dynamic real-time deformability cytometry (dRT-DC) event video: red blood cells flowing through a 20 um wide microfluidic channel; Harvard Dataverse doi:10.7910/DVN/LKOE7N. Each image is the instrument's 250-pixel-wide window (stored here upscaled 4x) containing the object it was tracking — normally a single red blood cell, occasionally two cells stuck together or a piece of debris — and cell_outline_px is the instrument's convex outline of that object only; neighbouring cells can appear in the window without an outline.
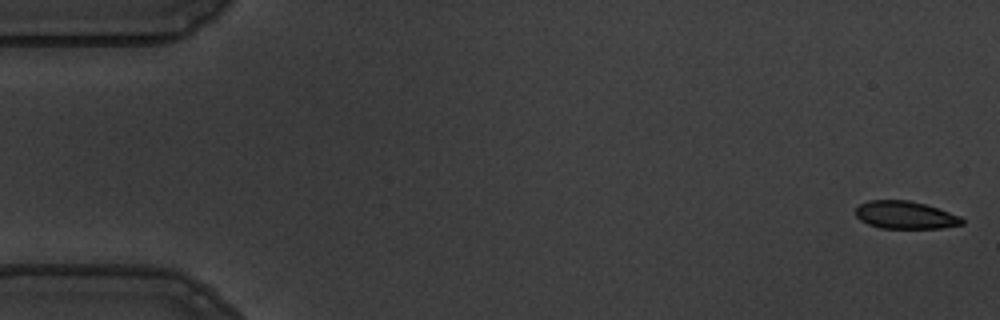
{"species": "common noctule bat (a hibernating species)", "species_latin": "Nyctalus noctula", "temperature_condition": "warm", "stored_images_in_passage": 55, "camera_frame_rate_fps": 3000, "um_per_image_px": 0.085, "animal": {"sex": "male", "body_mass_g": 19.5, "forearm_length_mm": 54.6}, "frame": {"image": 1, "passage_image": 1, "time_ms": 0.0, "image_size_px": [1000, 320], "cell_outline_px": [[964, 224], [944, 228], [880, 228], [868, 224], [860, 220], [856, 216], [856, 208], [860, 204], [868, 200], [908, 200], [924, 204], [960, 216], [964, 220]], "centroid_in_image_um": [76.94, 18.28], "position_along_channel_um": 8.1, "area_um2": 17.11}}
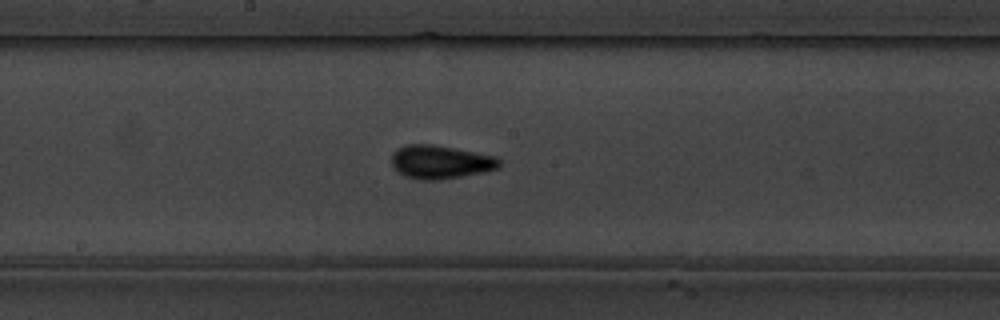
{"frame": {"image": 2, "passage_image": 29, "time_ms": 9.333, "image_size_px": [1000, 320], "cell_outline_px": [[500, 164], [496, 168], [480, 172], [440, 180], [420, 180], [404, 176], [396, 172], [392, 168], [392, 152], [396, 148], [408, 144], [432, 144], [496, 156], [500, 160]], "centroid_in_image_um": [37.35, 13.77], "position_along_channel_um": 210.8, "area_um2": 20.98}}
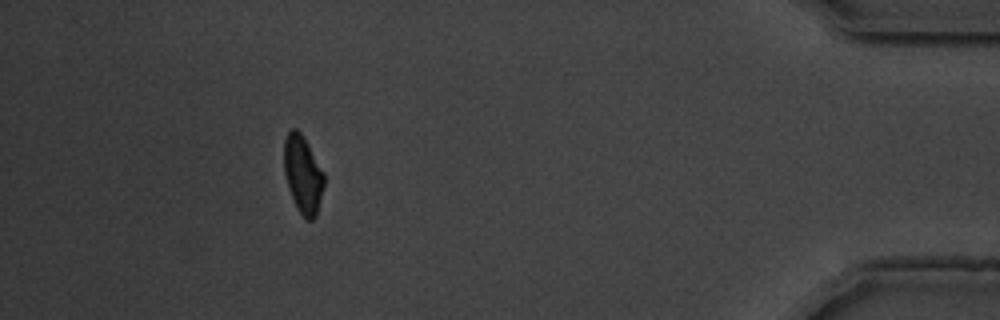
{"frame": {"image": 3, "passage_image": 50, "time_ms": 16.333, "image_size_px": [1000, 320], "cell_outline_px": [[324, 184], [316, 216], [312, 220], [308, 220], [296, 208], [288, 188], [284, 172], [284, 140], [288, 132], [292, 128], [296, 128], [300, 132], [308, 144], [324, 172]], "centroid_in_image_um": [25.74, 14.81], "position_along_channel_um": 409.5, "area_um2": 18.03}, "authors_computed_cell_mechanics": {"area_um2": 18.7272, "velocity_mm_per_s": 3.6431, "shape_relaxation_time_tau1_ms": 2.3526, "shape_relaxation_time_tau2_ms": 0.8821, "deformation_change_tau1": 0.1242, "deformation_change_tau2": 0.0607}}